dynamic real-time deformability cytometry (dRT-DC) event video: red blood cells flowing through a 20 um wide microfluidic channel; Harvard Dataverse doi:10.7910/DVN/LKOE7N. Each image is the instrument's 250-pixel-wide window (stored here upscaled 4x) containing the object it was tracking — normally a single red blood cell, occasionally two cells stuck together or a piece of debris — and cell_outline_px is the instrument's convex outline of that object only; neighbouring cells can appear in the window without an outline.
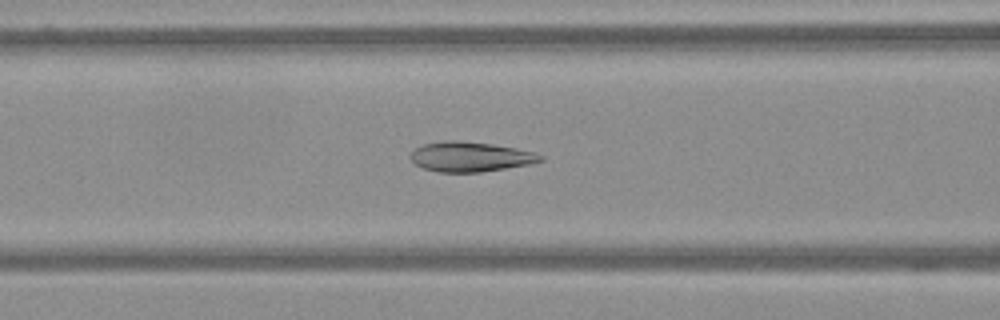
{"species": "Egyptian fruit bat (a non-hibernating species)", "species_latin": "Rousettus aegyptiacus", "temperature_condition": "warm", "stored_images_in_passage": 45, "camera_frame_rate_fps": 3000, "um_per_image_px": 0.085, "frame": {"image": 1, "passage_image": 13, "time_ms": 4.0, "image_size_px": [1000, 320], "cell_outline_px": [[544, 160], [532, 164], [480, 172], [440, 172], [424, 168], [416, 164], [408, 156], [416, 148], [424, 144], [444, 140], [456, 140], [492, 144], [516, 148], [532, 152], [544, 156]], "centroid_in_image_um": [39.99, 13.32], "position_along_channel_um": 126.6, "area_um2": 22.54}}
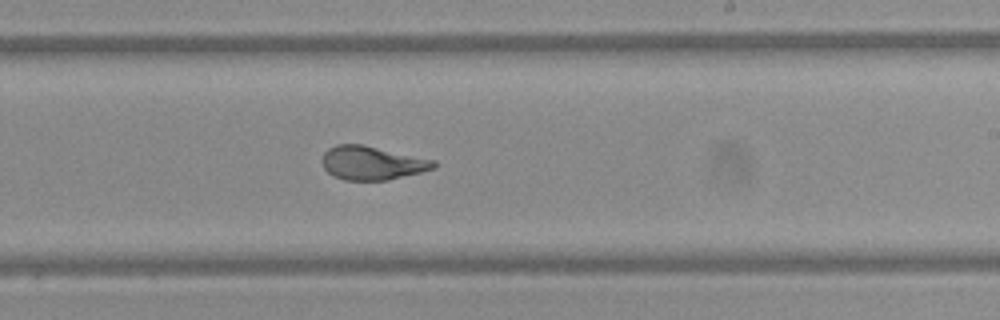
{"frame": {"image": 2, "passage_image": 25, "time_ms": 8.0, "image_size_px": [1000, 320], "cell_outline_px": [[436, 168], [388, 180], [344, 180], [328, 172], [324, 168], [320, 160], [324, 152], [328, 148], [336, 144], [364, 144], [436, 160]], "centroid_in_image_um": [31.62, 13.83], "position_along_channel_um": 257.4, "area_um2": 22.08}}
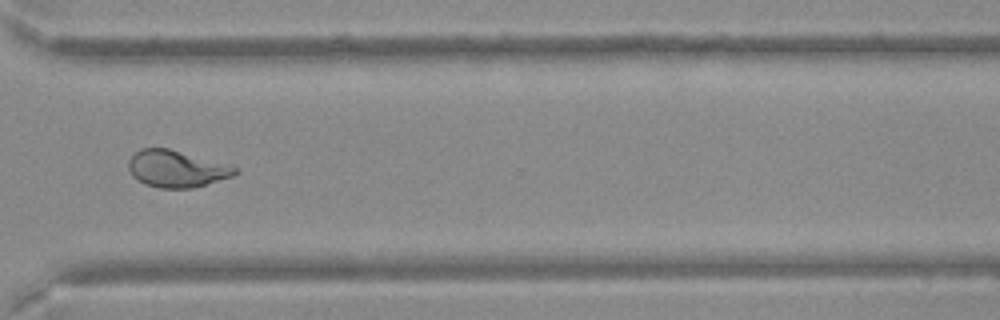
{"frame": {"image": 3, "passage_image": 34, "time_ms": 11.0, "image_size_px": [1000, 320], "cell_outline_px": [[240, 172], [232, 176], [192, 188], [160, 188], [144, 184], [132, 176], [128, 168], [128, 160], [140, 148], [168, 148], [232, 164]], "centroid_in_image_um": [15.02, 14.34], "position_along_channel_um": 355.6, "area_um2": 23.06}}